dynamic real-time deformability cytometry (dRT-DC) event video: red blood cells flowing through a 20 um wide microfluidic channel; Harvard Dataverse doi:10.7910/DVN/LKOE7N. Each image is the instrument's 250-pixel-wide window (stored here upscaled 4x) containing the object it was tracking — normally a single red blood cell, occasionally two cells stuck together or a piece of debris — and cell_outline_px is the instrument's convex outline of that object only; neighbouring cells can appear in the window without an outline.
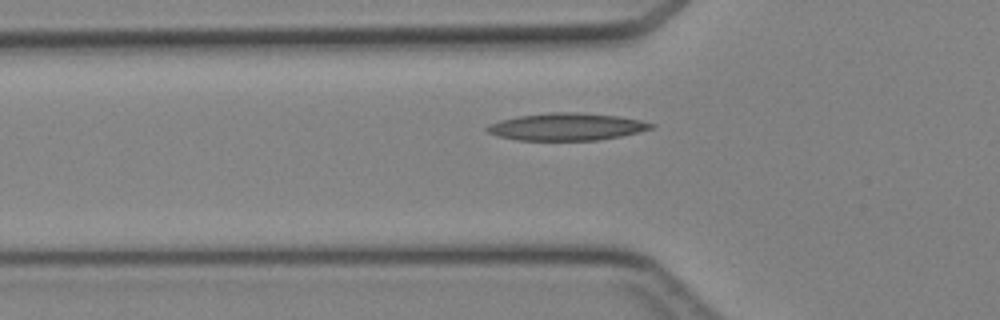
{"species": "Egyptian fruit bat (a non-hibernating species)", "species_latin": "Rousettus aegyptiacus", "temperature_condition": "cold", "stored_images_in_passage": 34, "camera_frame_rate_fps": 3000, "um_per_image_px": 0.085, "animal": {"sex": "female"}, "frame": {"image": 1, "passage_image": 6, "time_ms": 1.667, "image_size_px": [1000, 320], "cell_outline_px": [[656, 124], [652, 128], [620, 136], [600, 140], [516, 140], [496, 136], [488, 132], [484, 128], [488, 124], [500, 120], [520, 116], [548, 112], [576, 112], [620, 116], [640, 120]], "centroid_in_image_um": [48.13, 10.77], "position_along_channel_um": 77.7, "area_um2": 26.13}}
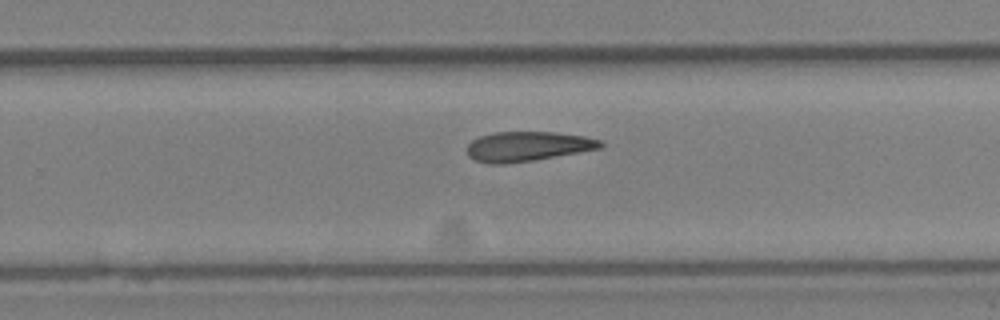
{"frame": {"image": 2, "passage_image": 20, "time_ms": 6.333, "image_size_px": [1000, 320], "cell_outline_px": [[604, 148], [532, 160], [504, 164], [488, 164], [476, 160], [468, 156], [468, 144], [472, 140], [480, 136], [496, 132], [552, 132], [584, 136], [600, 140], [604, 144]], "centroid_in_image_um": [44.86, 12.44], "position_along_channel_um": 284.9, "area_um2": 23.0}}
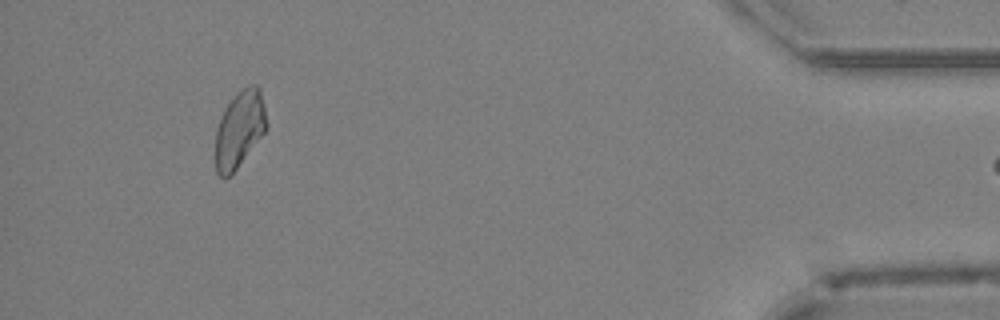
{"frame": {"image": 3, "passage_image": 33, "time_ms": 10.667, "image_size_px": [1000, 320], "cell_outline_px": [[268, 124], [264, 132], [236, 168], [224, 180], [216, 172], [216, 128], [220, 116], [224, 108], [232, 96], [240, 88], [248, 84], [256, 84], [260, 88], [264, 104]], "centroid_in_image_um": [20.35, 10.9], "position_along_channel_um": 414.8, "area_um2": 22.95}}